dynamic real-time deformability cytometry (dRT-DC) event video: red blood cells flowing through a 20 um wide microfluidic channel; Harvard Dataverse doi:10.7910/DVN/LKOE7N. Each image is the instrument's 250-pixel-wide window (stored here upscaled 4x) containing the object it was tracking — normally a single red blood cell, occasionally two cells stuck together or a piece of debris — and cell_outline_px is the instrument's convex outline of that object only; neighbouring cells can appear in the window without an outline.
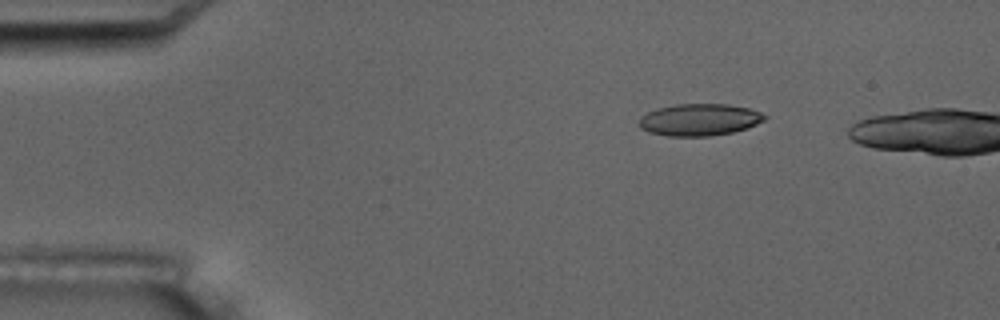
{"species": "common noctule bat (a hibernating species)", "species_latin": "Nyctalus noctula", "temperature_condition": "room temperature", "stored_images_in_passage": 13, "camera_frame_rate_fps": 3000, "um_per_image_px": 0.085, "animal": {"sex": "male", "body_mass_g": 17.5, "forearm_length_mm": 52.3}, "frame": {"image": 1, "passage_image": 3, "time_ms": 2.667, "image_size_px": [1000, 320], "cell_outline_px": [[768, 116], [764, 120], [748, 128], [732, 132], [708, 136], [668, 136], [648, 132], [640, 128], [640, 116], [648, 112], [660, 108], [676, 104], [728, 104], [748, 108], [760, 112]], "centroid_in_image_um": [59.46, 10.18], "position_along_channel_um": 25.5, "area_um2": 23.29}}
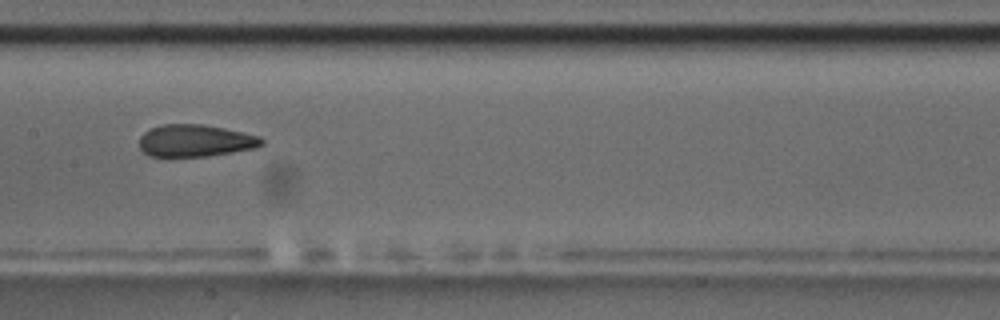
{"frame": {"image": 2, "passage_image": 8, "time_ms": 9.333, "image_size_px": [1000, 320], "cell_outline_px": [[264, 144], [256, 148], [208, 156], [148, 156], [140, 148], [140, 136], [144, 132], [160, 124], [204, 124], [224, 128], [260, 136], [264, 140]], "centroid_in_image_um": [16.62, 11.95], "position_along_channel_um": 190.8, "area_um2": 22.95}}